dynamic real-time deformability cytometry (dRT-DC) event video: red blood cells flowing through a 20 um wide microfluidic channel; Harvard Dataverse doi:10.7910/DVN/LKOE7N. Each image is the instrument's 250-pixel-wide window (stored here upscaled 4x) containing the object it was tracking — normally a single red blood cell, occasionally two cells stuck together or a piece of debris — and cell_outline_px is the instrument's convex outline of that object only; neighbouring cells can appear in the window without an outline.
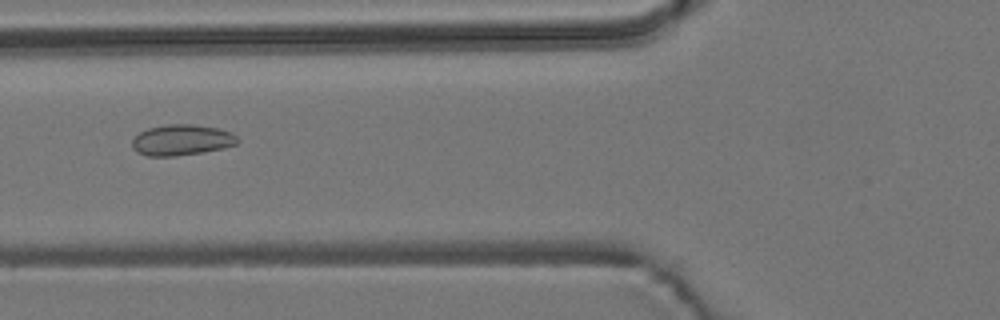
{"species": "common noctule bat (a hibernating species)", "species_latin": "Nyctalus noctula", "temperature_condition": "room temperature", "stored_images_in_passage": 40, "camera_frame_rate_fps": 3000, "um_per_image_px": 0.085, "animal": {"sex": "male", "body_mass_g": 19.2, "forearm_length_mm": 51.8}, "frame": {"image": 1, "passage_image": 7, "time_ms": 2.0, "image_size_px": [1000, 320], "cell_outline_px": [[240, 140], [236, 144], [224, 148], [204, 152], [176, 156], [148, 156], [136, 152], [132, 148], [132, 140], [140, 132], [148, 128], [164, 124], [192, 124], [220, 128], [232, 132]], "centroid_in_image_um": [15.45, 11.9], "position_along_channel_um": 110.3, "area_um2": 19.19}}
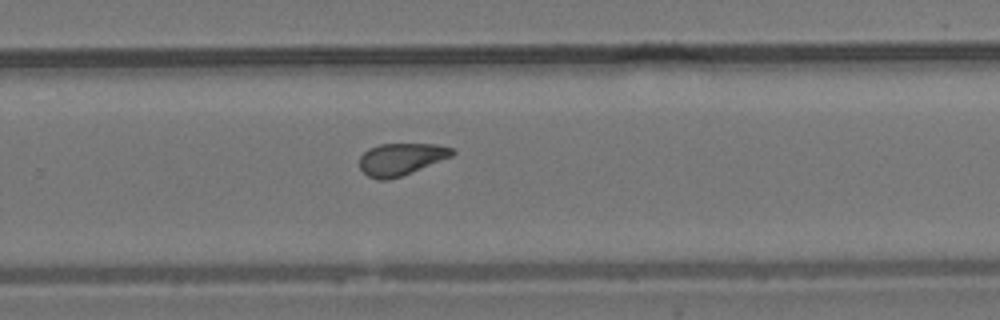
{"frame": {"image": 2, "passage_image": 22, "time_ms": 7.0, "image_size_px": [1000, 320], "cell_outline_px": [[456, 152], [452, 156], [400, 176], [388, 180], [380, 180], [368, 176], [360, 168], [360, 156], [368, 148], [380, 144], [436, 144], [452, 148]], "centroid_in_image_um": [34.07, 13.51], "position_along_channel_um": 295.7, "area_um2": 17.11}}
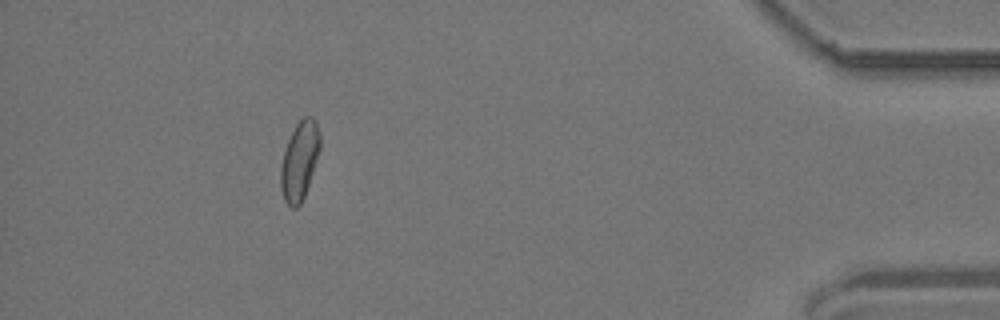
{"frame": {"image": 3, "passage_image": 36, "time_ms": 11.667, "image_size_px": [1000, 320], "cell_outline_px": [[320, 148], [304, 196], [300, 204], [296, 208], [292, 208], [284, 200], [280, 188], [280, 168], [284, 152], [288, 140], [296, 124], [304, 116], [312, 116], [316, 120], [320, 132]], "centroid_in_image_um": [25.45, 13.64], "position_along_channel_um": 409.7, "area_um2": 17.86}, "authors_computed_cell_mechanics": {"area_um2": 17.8891, "velocity_mm_per_s": 3.7072, "shape_relaxation_time_tau1_ms": null, "shape_relaxation_time_tau2_ms": 2.3719, "deformation_change_tau1": null, "deformation_change_tau2": 0.0881}}